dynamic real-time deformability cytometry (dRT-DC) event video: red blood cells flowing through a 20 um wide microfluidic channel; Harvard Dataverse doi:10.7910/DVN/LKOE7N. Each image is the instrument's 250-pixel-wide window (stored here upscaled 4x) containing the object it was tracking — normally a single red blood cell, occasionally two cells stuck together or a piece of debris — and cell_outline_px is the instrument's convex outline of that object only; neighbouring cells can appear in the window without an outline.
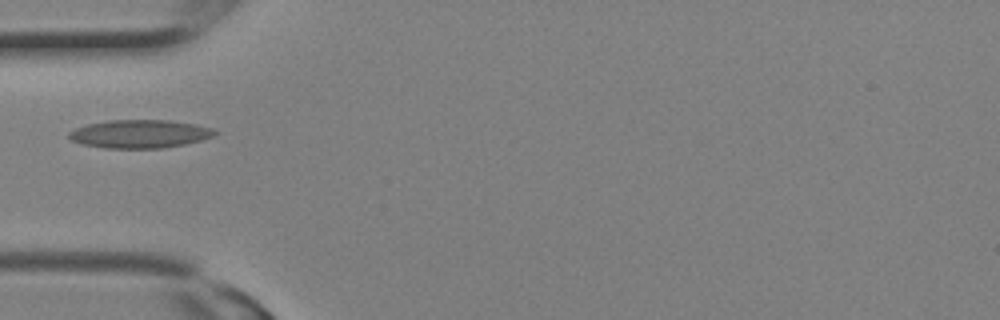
{"species": "Egyptian fruit bat (a non-hibernating species)", "species_latin": "Rousettus aegyptiacus", "temperature_condition": "room temperature", "stored_images_in_passage": 3, "camera_frame_rate_fps": 3000, "um_per_image_px": 0.085, "animal": {"sex": "female"}, "frame": {"image": 1, "passage_image": 3, "time_ms": 0.667, "image_size_px": [1000, 320], "cell_outline_px": [[220, 132], [212, 136], [200, 140], [184, 144], [164, 148], [104, 148], [80, 144], [72, 140], [68, 136], [68, 132], [76, 128], [88, 124], [108, 120], [168, 120], [196, 124], [216, 128]], "centroid_in_image_um": [11.9, 11.38], "position_along_channel_um": 73.1, "area_um2": 24.16}}